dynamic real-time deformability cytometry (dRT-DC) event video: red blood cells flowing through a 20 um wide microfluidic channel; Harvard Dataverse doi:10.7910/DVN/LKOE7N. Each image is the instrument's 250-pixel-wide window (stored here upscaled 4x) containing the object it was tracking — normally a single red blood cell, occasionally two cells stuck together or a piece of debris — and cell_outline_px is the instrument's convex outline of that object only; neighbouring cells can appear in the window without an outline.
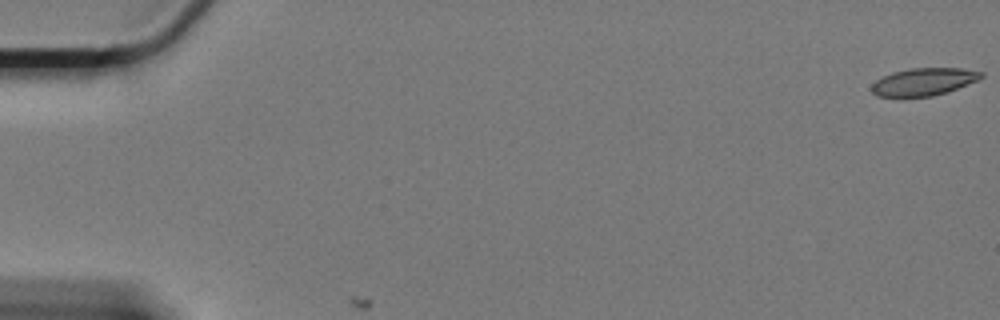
{"species": "Egyptian fruit bat (a non-hibernating species)", "species_latin": "Rousettus aegyptiacus", "temperature_condition": "cold", "stored_images_in_passage": 3, "camera_frame_rate_fps": 3000, "um_per_image_px": 0.085, "animal": {"sex": "female"}, "frame": {"image": 1, "passage_image": 1, "time_ms": 0.0, "image_size_px": [1000, 320], "cell_outline_px": [[984, 76], [976, 80], [948, 92], [932, 96], [904, 100], [900, 100], [876, 96], [872, 92], [872, 84], [876, 80], [892, 72], [912, 68], [960, 68], [984, 72]], "centroid_in_image_um": [78.44, 7.0], "position_along_channel_um": 6.6, "area_um2": 18.21}}